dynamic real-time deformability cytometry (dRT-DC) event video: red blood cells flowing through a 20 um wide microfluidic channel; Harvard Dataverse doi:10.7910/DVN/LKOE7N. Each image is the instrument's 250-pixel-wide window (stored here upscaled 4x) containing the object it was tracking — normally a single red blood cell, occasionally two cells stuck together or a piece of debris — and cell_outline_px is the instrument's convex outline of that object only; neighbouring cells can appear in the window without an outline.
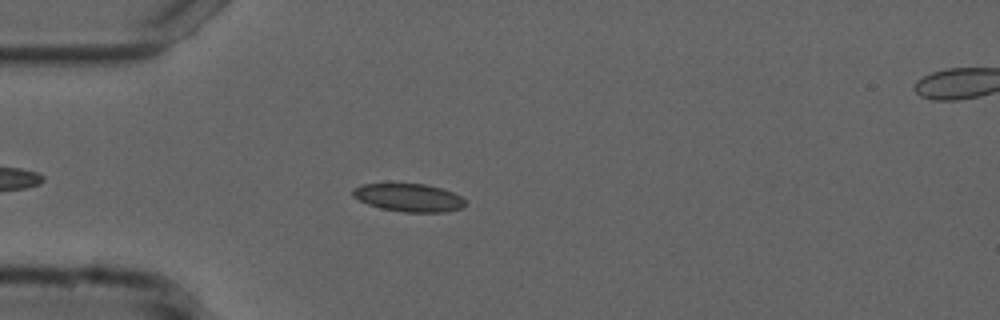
{"species": "common noctule bat (a hibernating species)", "species_latin": "Nyctalus noctula", "temperature_condition": "cold", "stored_images_in_passage": 37, "camera_frame_rate_fps": 3000, "um_per_image_px": 0.085, "animal": {"sex": "male", "forearm_length_mm": 52.5}, "frame": {"image": 1, "passage_image": 9, "time_ms": 2.667, "image_size_px": [1000, 320], "cell_outline_px": [[468, 204], [460, 208], [444, 212], [404, 212], [380, 208], [368, 204], [352, 196], [352, 188], [360, 184], [428, 184], [452, 192], [460, 196]], "centroid_in_image_um": [34.73, 16.79], "position_along_channel_um": 50.3, "area_um2": 18.32}}
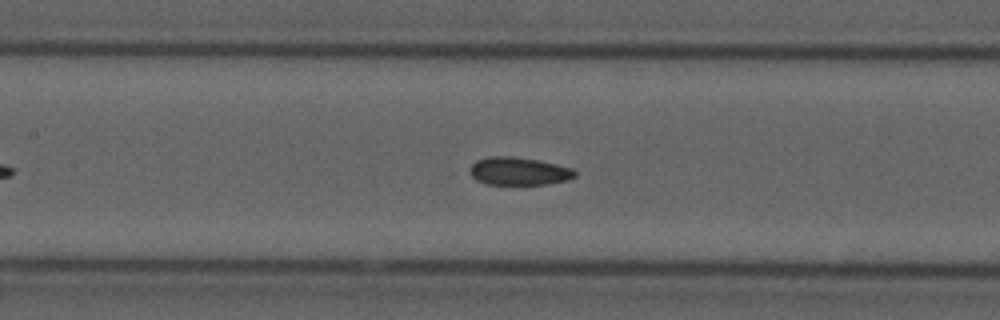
{"frame": {"image": 2, "passage_image": 19, "time_ms": 6.0, "image_size_px": [1000, 320], "cell_outline_px": [[576, 176], [568, 180], [548, 184], [488, 184], [476, 180], [472, 176], [472, 164], [476, 160], [488, 156], [512, 156], [536, 160], [556, 164], [572, 168], [576, 172]], "centroid_in_image_um": [44.12, 14.55], "position_along_channel_um": 163.3, "area_um2": 16.94}}
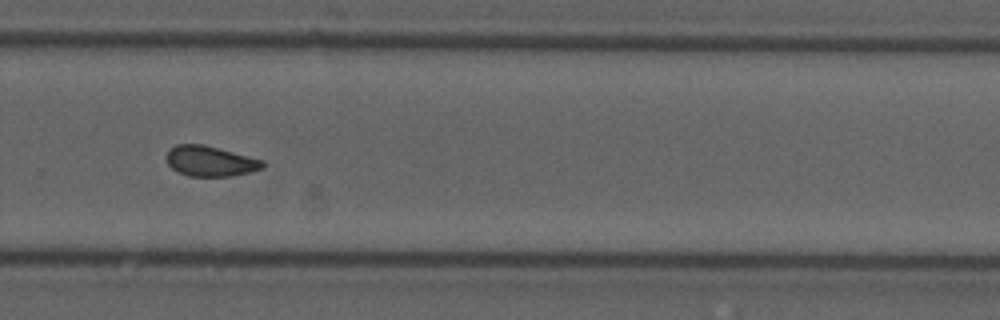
{"frame": {"image": 3, "passage_image": 31, "time_ms": 10.0, "image_size_px": [1000, 320], "cell_outline_px": [[264, 168], [248, 172], [228, 176], [188, 176], [172, 168], [168, 164], [168, 152], [176, 144], [204, 144], [264, 160]], "centroid_in_image_um": [17.9, 13.69], "position_along_channel_um": 311.9, "area_um2": 16.76}, "authors_computed_cell_mechanics": {"area_um2": 17.2822, "velocity_mm_per_s": 3.7263, "shape_relaxation_time_tau1_ms": null, "shape_relaxation_time_tau2_ms": 2.2362, "deformation_change_tau1": null, "deformation_change_tau2": 0.07}}